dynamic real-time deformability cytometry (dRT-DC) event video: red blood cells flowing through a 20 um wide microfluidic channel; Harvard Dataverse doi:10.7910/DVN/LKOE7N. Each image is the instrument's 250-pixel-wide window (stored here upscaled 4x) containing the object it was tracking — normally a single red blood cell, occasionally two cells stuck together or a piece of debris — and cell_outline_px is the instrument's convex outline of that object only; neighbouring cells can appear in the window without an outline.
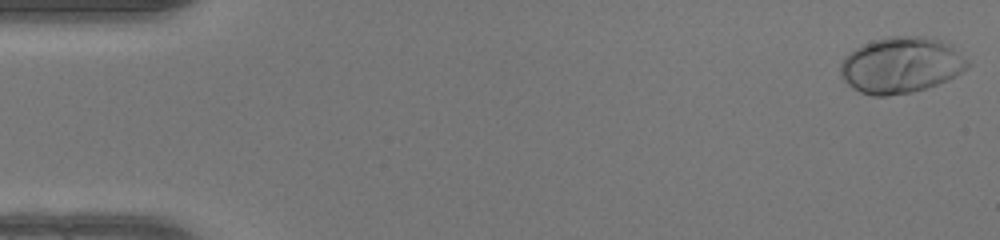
{"species": "human", "species_latin": "Homo sapiens", "temperature_condition": "warm", "stored_images_in_passage": 50, "camera_frame_rate_fps": 3000, "um_per_image_px": 0.085, "donor": {"sex": "female"}, "frame": {"image": 1, "passage_image": 1, "time_ms": 0.0, "image_size_px": [1000, 240], "cell_outline_px": [[972, 64], [968, 68], [956, 76], [948, 80], [912, 92], [888, 96], [872, 96], [860, 92], [852, 88], [840, 76], [840, 64], [844, 56], [848, 52], [864, 44], [888, 36], [928, 36], [952, 44]], "centroid_in_image_um": [76.6, 5.53], "position_along_channel_um": 8.4, "area_um2": 41.96}}
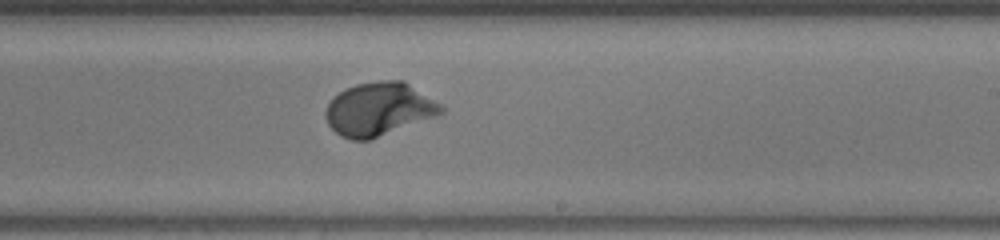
{"frame": {"image": 2, "passage_image": 30, "time_ms": 9.667, "image_size_px": [1000, 240], "cell_outline_px": [[444, 112], [436, 116], [372, 140], [352, 140], [340, 136], [328, 124], [324, 116], [324, 112], [332, 96], [344, 88], [356, 84], [376, 80], [404, 80], [444, 104]], "centroid_in_image_um": [32.22, 9.26], "position_along_channel_um": 256.8, "area_um2": 36.65}}
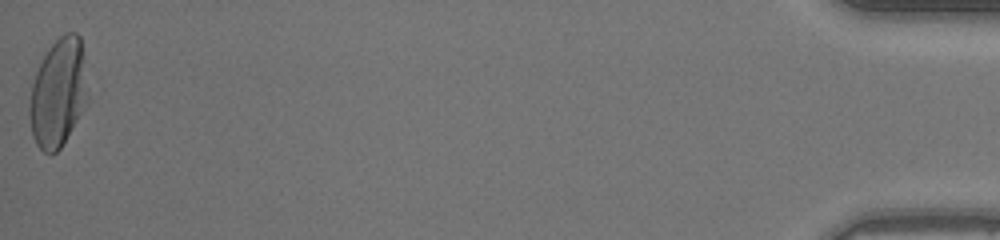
{"frame": {"image": 3, "passage_image": 50, "time_ms": 16.333, "image_size_px": [1000, 240], "cell_outline_px": [[88, 100], [72, 128], [60, 148], [56, 152], [44, 152], [36, 144], [32, 136], [28, 112], [28, 104], [32, 84], [36, 72], [48, 48], [64, 32], [76, 32], [80, 36], [84, 52], [88, 92]], "centroid_in_image_um": [4.95, 7.86], "position_along_channel_um": 430.3, "area_um2": 36.93}, "authors_computed_cell_mechanics": {"area_um2": 34.6511, "velocity_mm_per_s": 4.1322, "shape_relaxation_time_tau1_ms": 2.3176, "shape_relaxation_time_tau2_ms": null, "deformation_change_tau1": 0.1946, "deformation_change_tau2": null}}